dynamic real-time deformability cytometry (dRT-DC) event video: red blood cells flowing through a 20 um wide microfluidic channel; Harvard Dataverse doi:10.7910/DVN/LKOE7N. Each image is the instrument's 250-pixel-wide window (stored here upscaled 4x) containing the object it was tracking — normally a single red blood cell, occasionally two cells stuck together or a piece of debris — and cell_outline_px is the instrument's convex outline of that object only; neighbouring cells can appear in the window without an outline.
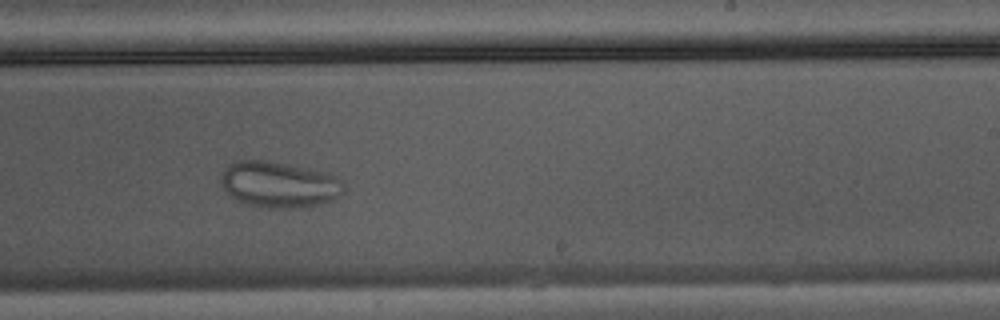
{"species": "Egyptian fruit bat (a non-hibernating species)", "species_latin": "Rousettus aegyptiacus", "temperature_condition": "warm", "stored_images_in_passage": 33, "camera_frame_rate_fps": 3000, "um_per_image_px": 0.085, "animal": {"sex": "male"}, "frame": {"image": 1, "passage_image": 15, "time_ms": 4.667, "image_size_px": [1000, 320], "cell_outline_px": [[344, 192], [336, 200], [300, 208], [256, 208], [240, 204], [232, 200], [228, 196], [220, 180], [220, 176], [228, 164], [240, 160], [268, 160], [324, 172], [336, 176], [344, 180]], "centroid_in_image_um": [23.69, 15.72], "position_along_channel_um": 265.3, "area_um2": 33.81}}